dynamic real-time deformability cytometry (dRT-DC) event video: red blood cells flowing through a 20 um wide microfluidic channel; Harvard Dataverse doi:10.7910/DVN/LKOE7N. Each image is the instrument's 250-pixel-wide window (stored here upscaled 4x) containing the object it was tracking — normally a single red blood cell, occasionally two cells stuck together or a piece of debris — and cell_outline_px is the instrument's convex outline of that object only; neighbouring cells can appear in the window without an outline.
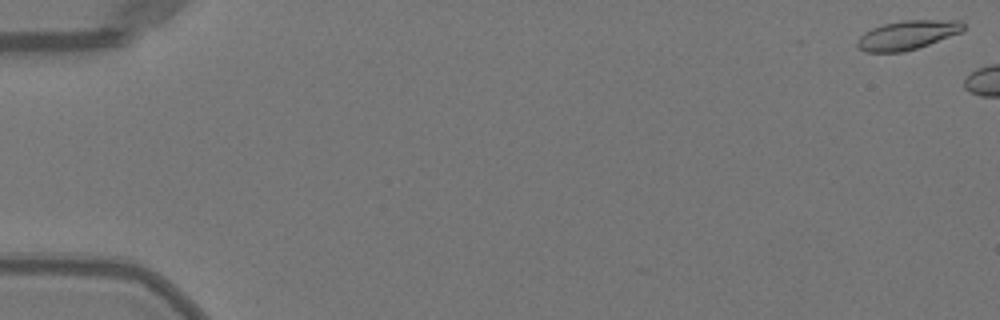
{"species": "Egyptian fruit bat (a non-hibernating species)", "species_latin": "Rousettus aegyptiacus", "temperature_condition": "warm", "stored_images_in_passage": 6, "camera_frame_rate_fps": 3000, "um_per_image_px": 0.085, "animal": {"sex": "female"}, "frame": {"image": 1, "passage_image": 1, "time_ms": 0.0, "image_size_px": [1000, 320], "cell_outline_px": [[964, 28], [960, 32], [928, 44], [904, 52], [864, 52], [856, 44], [856, 40], [864, 32], [872, 28], [884, 24], [904, 20], [960, 20], [964, 24]], "centroid_in_image_um": [77.09, 2.97], "position_along_channel_um": 7.9, "area_um2": 17.8}}